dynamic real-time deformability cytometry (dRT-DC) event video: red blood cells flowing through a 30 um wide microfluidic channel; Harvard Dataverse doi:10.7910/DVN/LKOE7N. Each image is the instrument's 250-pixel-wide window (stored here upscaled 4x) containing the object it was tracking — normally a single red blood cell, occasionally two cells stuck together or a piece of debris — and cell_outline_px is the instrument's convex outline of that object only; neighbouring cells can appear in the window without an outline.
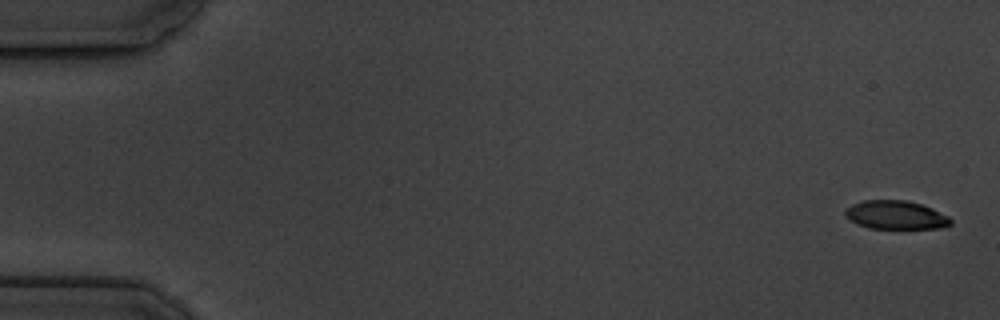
{"species": "common noctule bat (a hibernating species)", "species_latin": "Nyctalus noctula", "temperature_condition": "cold", "stored_images_in_passage": 5, "camera_frame_rate_fps": 3000, "um_per_image_px": 0.085, "animal": {"sex": "male", "body_mass_g": 19.5, "forearm_length_mm": 54.6}, "frame": {"image": 1, "passage_image": 1, "time_ms": 0.0, "image_size_px": [1000, 320], "cell_outline_px": [[952, 224], [940, 228], [868, 228], [856, 224], [844, 216], [844, 208], [852, 204], [864, 200], [904, 200], [920, 204], [932, 208], [948, 216], [952, 220]], "centroid_in_image_um": [76.1, 18.27], "position_along_channel_um": 8.9, "area_um2": 17.63}}
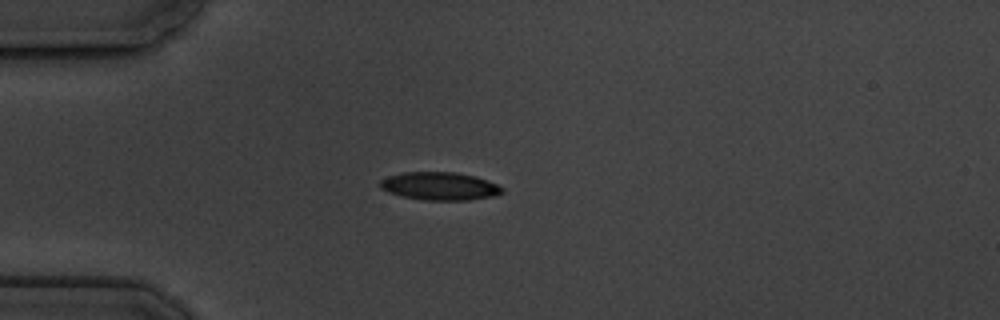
{"frame": {"image": 2, "passage_image": 5, "time_ms": 4.667, "image_size_px": [1000, 320], "cell_outline_px": [[504, 192], [496, 196], [468, 200], [424, 200], [404, 196], [388, 192], [380, 188], [380, 180], [388, 176], [404, 172], [456, 172], [476, 176], [488, 180], [504, 188]], "centroid_in_image_um": [37.41, 15.82], "position_along_channel_um": 47.6, "area_um2": 20.0}}